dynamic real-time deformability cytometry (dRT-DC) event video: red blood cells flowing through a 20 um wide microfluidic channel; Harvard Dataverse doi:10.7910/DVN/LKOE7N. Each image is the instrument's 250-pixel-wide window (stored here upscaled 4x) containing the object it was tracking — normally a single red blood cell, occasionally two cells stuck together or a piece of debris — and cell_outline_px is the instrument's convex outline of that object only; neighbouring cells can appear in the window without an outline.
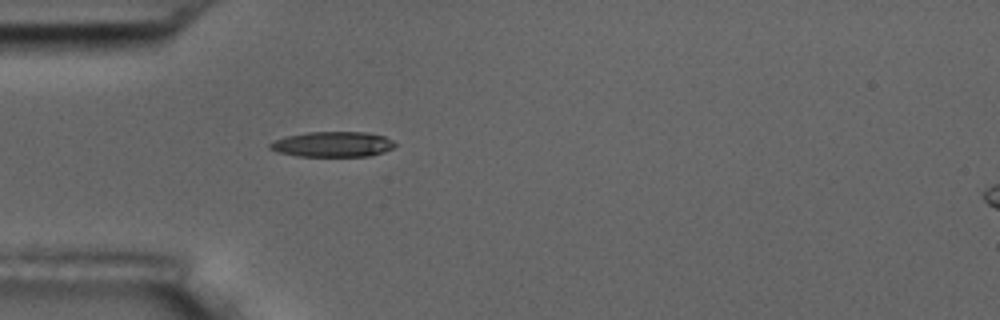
{"species": "common noctule bat (a hibernating species)", "species_latin": "Nyctalus noctula", "temperature_condition": "room temperature", "stored_images_in_passage": 1, "camera_frame_rate_fps": 3000, "um_per_image_px": 0.085, "animal": {"sex": "male", "body_mass_g": 17.5, "forearm_length_mm": 52.3}, "frame": {"image": 1, "passage_image": 1, "time_ms": 0.0, "image_size_px": [1000, 320], "cell_outline_px": [[396, 144], [392, 148], [384, 152], [368, 156], [296, 156], [280, 152], [268, 148], [268, 144], [276, 140], [288, 136], [308, 132], [368, 132], [384, 136], [392, 140]], "centroid_in_image_um": [28.3, 12.26], "position_along_channel_um": 56.7, "area_um2": 18.32}}